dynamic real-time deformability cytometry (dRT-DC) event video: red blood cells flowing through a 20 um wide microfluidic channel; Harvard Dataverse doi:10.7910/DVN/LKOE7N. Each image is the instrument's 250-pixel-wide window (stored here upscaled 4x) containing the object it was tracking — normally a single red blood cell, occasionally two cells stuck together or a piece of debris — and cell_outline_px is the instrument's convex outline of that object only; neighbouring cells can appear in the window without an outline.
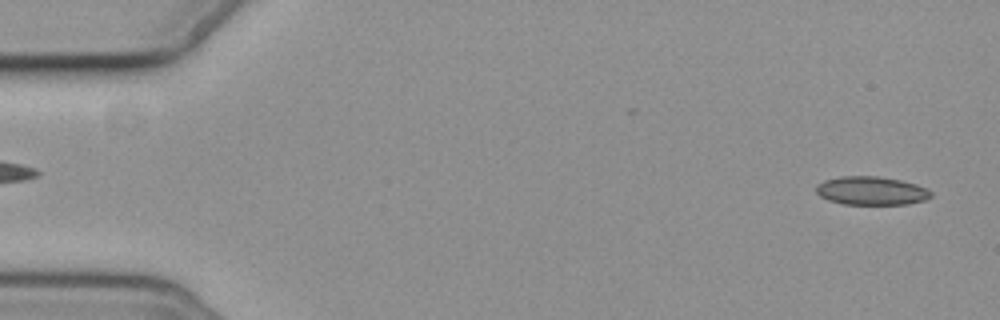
{"species": "common noctule bat (a hibernating species)", "species_latin": "Nyctalus noctula", "temperature_condition": "cold", "stored_images_in_passage": 3, "segment_of_instrument_passage": [2, 2], "camera_frame_rate_fps": 3000, "um_per_image_px": 0.085, "animal": {"sex": "female", "body_mass_g": 19.3, "forearm_length_mm": 54.1}, "frame": {"image": 1, "passage_image": 3, "time_ms": 3.333, "image_size_px": [1000, 320], "cell_outline_px": [[932, 196], [924, 200], [908, 204], [844, 204], [828, 200], [820, 196], [816, 192], [816, 184], [824, 180], [840, 176], [876, 176], [900, 180], [916, 184], [928, 188], [932, 192]], "centroid_in_image_um": [74.06, 16.21], "position_along_channel_um": 10.9, "area_um2": 19.13}}